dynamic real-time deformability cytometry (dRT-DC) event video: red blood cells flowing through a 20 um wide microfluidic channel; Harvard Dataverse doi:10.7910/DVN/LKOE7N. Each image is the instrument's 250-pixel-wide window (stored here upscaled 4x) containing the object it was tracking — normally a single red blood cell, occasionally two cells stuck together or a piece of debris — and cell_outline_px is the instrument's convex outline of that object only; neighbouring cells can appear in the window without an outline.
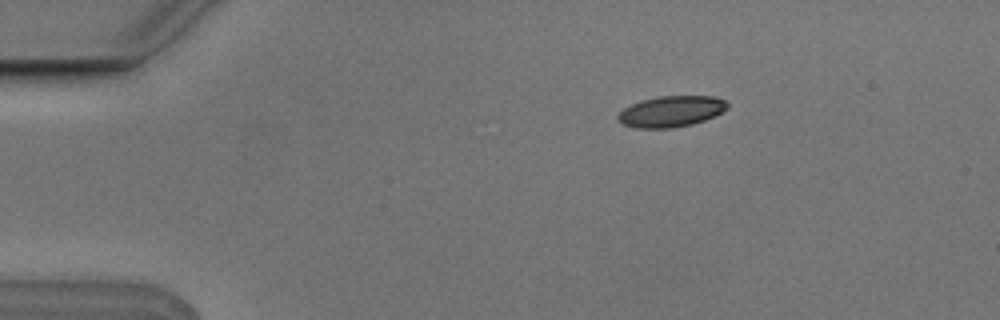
{"species": "Egyptian fruit bat (a non-hibernating species)", "species_latin": "Rousettus aegyptiacus", "temperature_condition": "cold", "stored_images_in_passage": 4, "camera_frame_rate_fps": 3000, "um_per_image_px": 0.085, "animal": {"sex": "male"}, "frame": {"image": 1, "passage_image": 2, "time_ms": 0.333, "image_size_px": [1000, 320], "cell_outline_px": [[728, 108], [704, 120], [692, 124], [672, 128], [636, 128], [620, 124], [616, 120], [616, 116], [624, 108], [640, 100], [660, 96], [712, 96], [724, 100], [728, 104]], "centroid_in_image_um": [56.98, 9.48], "position_along_channel_um": 28.0, "area_um2": 19.77}}